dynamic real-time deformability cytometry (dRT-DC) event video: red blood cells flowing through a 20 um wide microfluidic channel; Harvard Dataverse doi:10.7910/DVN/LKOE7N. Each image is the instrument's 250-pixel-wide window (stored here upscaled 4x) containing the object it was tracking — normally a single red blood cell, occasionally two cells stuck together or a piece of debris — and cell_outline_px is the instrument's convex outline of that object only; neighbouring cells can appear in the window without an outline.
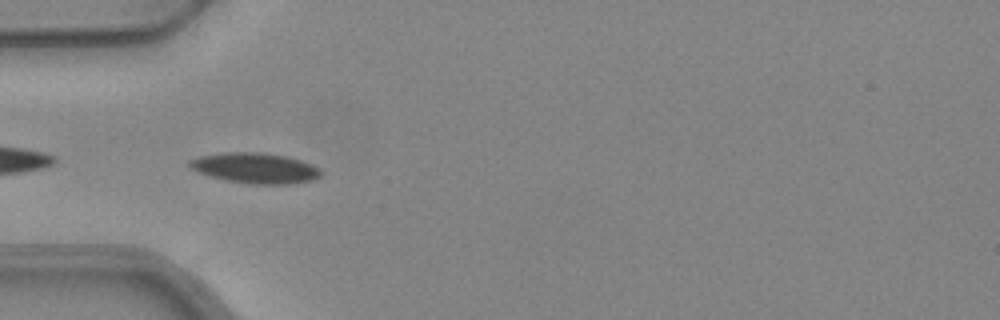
{"species": "common noctule bat (a hibernating species)", "species_latin": "Nyctalus noctula", "temperature_condition": "warm", "stored_images_in_passage": 29, "camera_frame_rate_fps": 3000, "um_per_image_px": 0.085, "animal": {"sex": "female", "body_mass_g": 24.6, "forearm_length_mm": 56.2}, "frame": {"image": 1, "passage_image": 1, "time_ms": 0.0, "image_size_px": [1000, 320], "cell_outline_px": [[320, 176], [312, 180], [292, 184], [252, 184], [228, 180], [212, 176], [200, 172], [184, 164], [188, 160], [200, 156], [228, 152], [260, 152], [288, 156], [300, 160], [316, 168], [320, 172]], "centroid_in_image_um": [21.66, 14.28], "position_along_channel_um": 63.3, "area_um2": 23.0}}
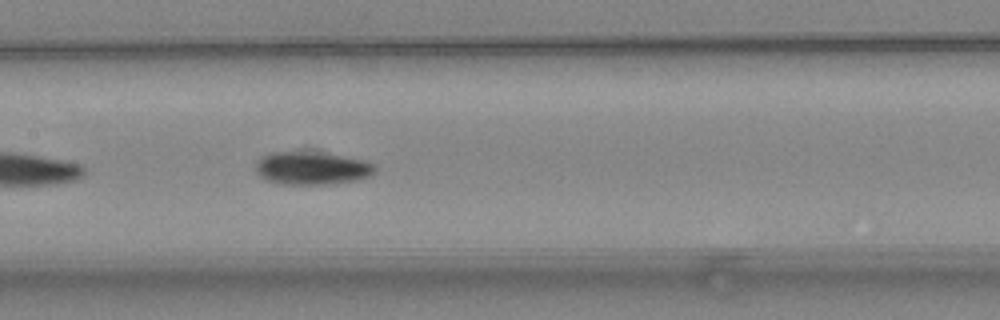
{"frame": {"image": 2, "passage_image": 10, "time_ms": 3.0, "image_size_px": [1000, 320], "cell_outline_px": [[376, 172], [368, 176], [356, 180], [332, 184], [280, 184], [268, 180], [260, 176], [256, 172], [256, 160], [268, 152], [308, 152], [340, 156], [364, 160], [376, 164]], "centroid_in_image_um": [26.49, 14.3], "position_along_channel_um": 180.9, "area_um2": 22.77}}
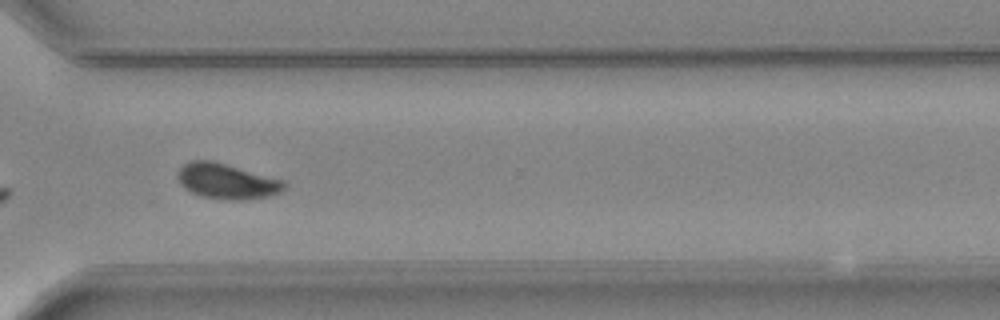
{"frame": {"image": 3, "passage_image": 23, "time_ms": 7.333, "image_size_px": [1000, 320], "cell_outline_px": [[288, 184], [280, 192], [272, 196], [244, 200], [228, 200], [200, 196], [184, 188], [180, 184], [180, 168], [184, 164], [192, 160], [212, 160], [284, 180]], "centroid_in_image_um": [19.33, 15.42], "position_along_channel_um": 351.3, "area_um2": 21.91}, "authors_computed_cell_mechanics": {"area_um2": 22.253, "velocity_mm_per_s": 3.9396, "shape_relaxation_time_tau1_ms": 4.8812, "shape_relaxation_time_tau2_ms": 2.6642, "deformation_change_tau1": 0.1421, "deformation_change_tau2": 0.0698}}